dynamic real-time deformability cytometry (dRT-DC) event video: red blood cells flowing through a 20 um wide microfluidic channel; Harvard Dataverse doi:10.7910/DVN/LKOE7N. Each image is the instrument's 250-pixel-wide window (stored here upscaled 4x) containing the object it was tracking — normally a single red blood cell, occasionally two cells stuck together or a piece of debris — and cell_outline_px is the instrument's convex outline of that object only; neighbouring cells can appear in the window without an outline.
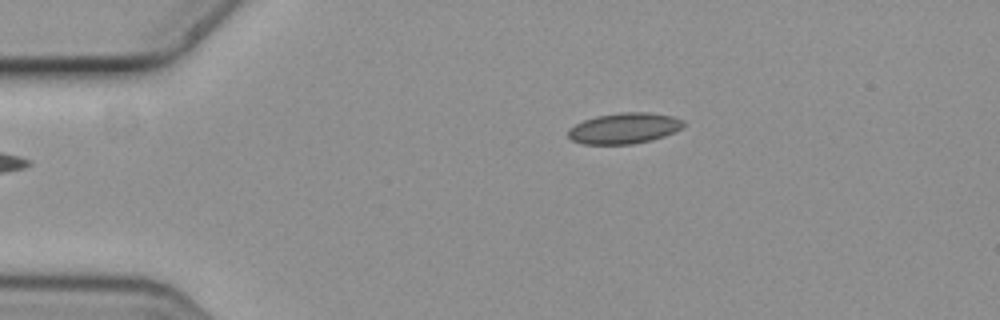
{"species": "common noctule bat (a hibernating species)", "species_latin": "Nyctalus noctula", "temperature_condition": "cold", "stored_images_in_passage": 2, "camera_frame_rate_fps": 3000, "um_per_image_px": 0.085, "animal": {"sex": "female", "body_mass_g": 19.3, "forearm_length_mm": 54.1}, "frame": {"image": 1, "passage_image": 1, "time_ms": 0.0, "image_size_px": [1000, 320], "cell_outline_px": [[684, 124], [680, 128], [664, 136], [652, 140], [632, 144], [584, 144], [572, 140], [568, 136], [568, 128], [584, 120], [596, 116], [620, 112], [648, 112], [672, 116], [684, 120]], "centroid_in_image_um": [53.04, 10.9], "position_along_channel_um": 32.0, "area_um2": 20.63}}